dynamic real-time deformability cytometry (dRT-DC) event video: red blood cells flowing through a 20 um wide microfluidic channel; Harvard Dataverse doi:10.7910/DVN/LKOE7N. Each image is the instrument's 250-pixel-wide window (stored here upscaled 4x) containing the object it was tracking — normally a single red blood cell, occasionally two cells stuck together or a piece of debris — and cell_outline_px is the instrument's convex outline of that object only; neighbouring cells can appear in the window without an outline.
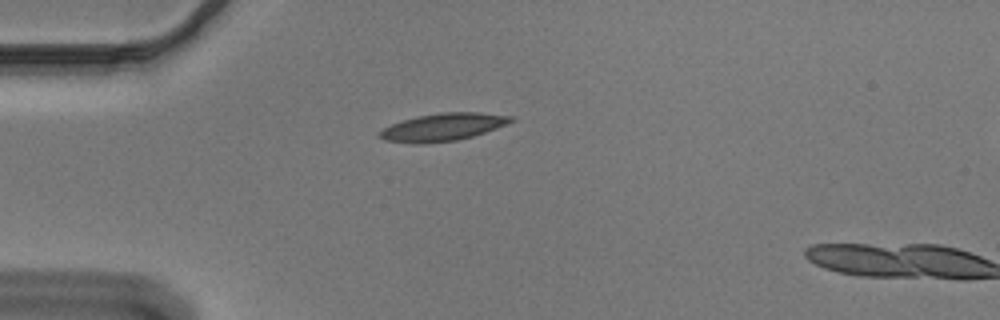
{"species": "Egyptian fruit bat (a non-hibernating species)", "species_latin": "Rousettus aegyptiacus", "temperature_condition": "cold", "stored_images_in_passage": 4, "camera_frame_rate_fps": 3000, "um_per_image_px": 0.085, "animal": {"sex": "male"}, "frame": {"image": 1, "passage_image": 2, "time_ms": 0.333, "image_size_px": [1000, 320], "cell_outline_px": [[516, 120], [508, 124], [472, 136], [456, 140], [424, 144], [416, 144], [384, 140], [376, 136], [384, 128], [392, 124], [404, 120], [420, 116], [440, 112], [480, 112], [516, 116]], "centroid_in_image_um": [37.69, 10.8], "position_along_channel_um": 47.3, "area_um2": 21.15}}